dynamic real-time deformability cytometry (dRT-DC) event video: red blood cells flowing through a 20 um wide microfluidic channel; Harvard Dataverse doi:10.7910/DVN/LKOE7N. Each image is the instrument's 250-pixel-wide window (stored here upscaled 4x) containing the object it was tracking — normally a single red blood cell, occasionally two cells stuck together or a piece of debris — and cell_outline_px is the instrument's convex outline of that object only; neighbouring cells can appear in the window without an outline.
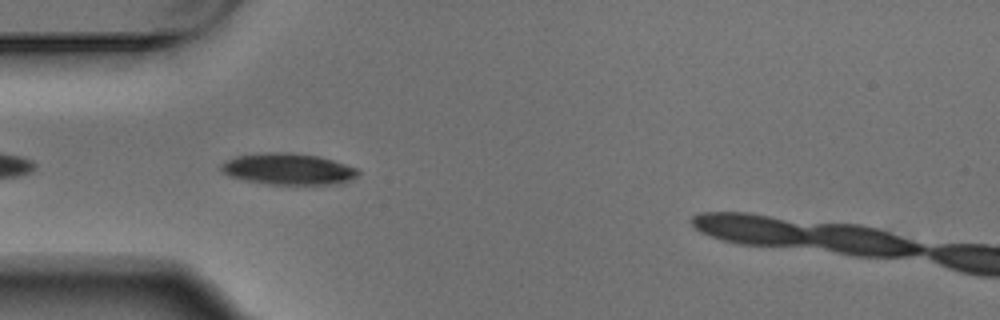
{"species": "Egyptian fruit bat (a non-hibernating species)", "species_latin": "Rousettus aegyptiacus", "temperature_condition": "warm", "stored_images_in_passage": 5, "camera_frame_rate_fps": 3000, "um_per_image_px": 0.085, "animal": {"sex": "male"}, "frame": {"image": 1, "passage_image": 4, "time_ms": 1.0, "image_size_px": [1000, 320], "cell_outline_px": [[360, 172], [356, 176], [344, 184], [268, 184], [244, 180], [228, 176], [220, 168], [220, 164], [236, 156], [268, 152], [288, 152], [316, 156], [332, 160], [356, 168]], "centroid_in_image_um": [24.49, 14.37], "position_along_channel_um": 60.5, "area_um2": 24.91}}
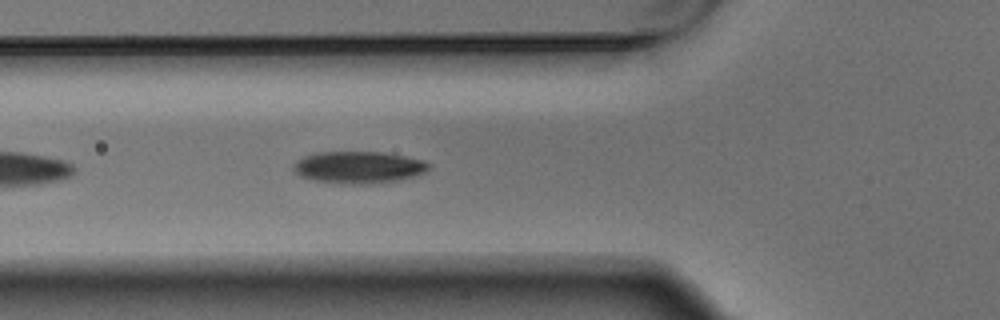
{"frame": {"image": 2, "passage_image": 5, "time_ms": 1.333, "image_size_px": [1000, 320], "cell_outline_px": [[432, 164], [424, 172], [400, 180], [372, 184], [340, 184], [316, 180], [300, 176], [292, 168], [292, 164], [296, 160], [304, 156], [316, 152], [384, 152], [424, 160]], "centroid_in_image_um": [30.46, 14.22], "position_along_channel_um": 95.3, "area_um2": 25.37}}